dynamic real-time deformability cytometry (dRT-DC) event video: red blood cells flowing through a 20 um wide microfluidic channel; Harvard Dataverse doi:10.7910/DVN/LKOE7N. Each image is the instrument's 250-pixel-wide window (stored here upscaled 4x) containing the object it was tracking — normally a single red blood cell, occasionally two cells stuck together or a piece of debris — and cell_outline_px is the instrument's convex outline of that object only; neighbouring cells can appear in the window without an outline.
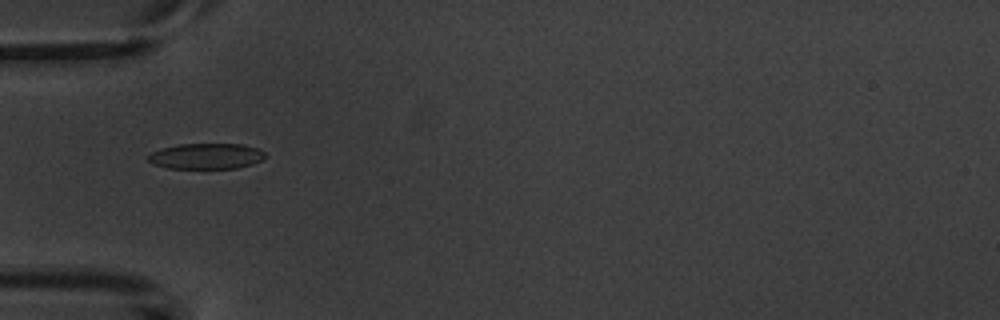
{"species": "common noctule bat (a hibernating species)", "species_latin": "Nyctalus noctula", "temperature_condition": "warm", "stored_images_in_passage": 8, "camera_frame_rate_fps": 3000, "um_per_image_px": 0.085, "animal": {"sex": "male", "body_mass_g": 20.1, "forearm_length_mm": 53.5}, "frame": {"image": 1, "passage_image": 6, "time_ms": 6.0, "image_size_px": [1000, 320], "cell_outline_px": [[268, 156], [252, 164], [236, 168], [168, 168], [152, 164], [148, 160], [148, 156], [152, 152], [160, 148], [180, 144], [244, 144], [256, 148], [264, 152]], "centroid_in_image_um": [17.52, 13.27], "position_along_channel_um": 67.5, "area_um2": 17.51}}
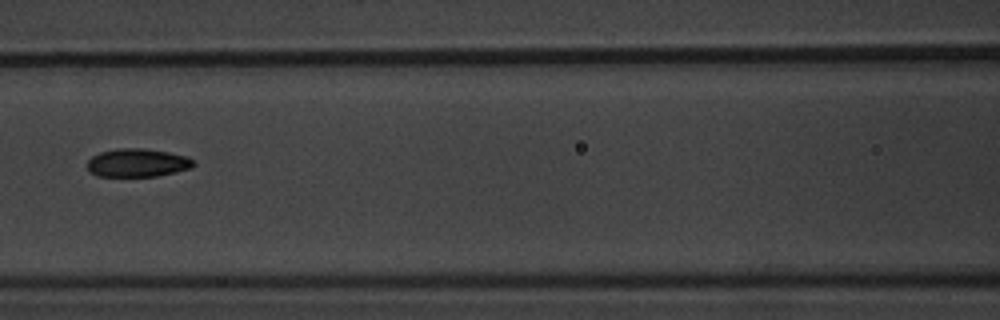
{"frame": {"image": 2, "passage_image": 8, "time_ms": 8.333, "image_size_px": [1000, 320], "cell_outline_px": [[196, 164], [192, 168], [176, 172], [156, 176], [96, 176], [88, 172], [88, 160], [92, 156], [100, 152], [116, 148], [144, 148], [168, 152], [188, 156]], "centroid_in_image_um": [11.68, 13.83], "position_along_channel_um": 154.9, "area_um2": 17.69}}